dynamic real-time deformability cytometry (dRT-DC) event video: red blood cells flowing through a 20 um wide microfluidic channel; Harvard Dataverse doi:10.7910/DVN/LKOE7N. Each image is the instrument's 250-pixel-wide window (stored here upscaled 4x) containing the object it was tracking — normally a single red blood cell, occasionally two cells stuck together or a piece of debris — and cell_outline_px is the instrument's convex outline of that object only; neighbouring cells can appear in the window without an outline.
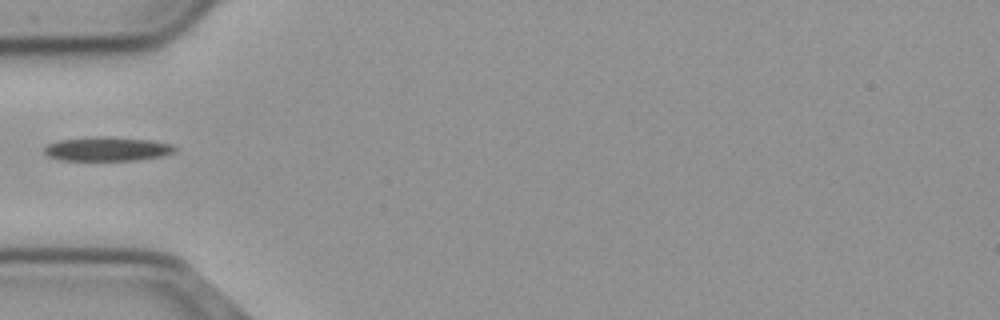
{"species": "common noctule bat (a hibernating species)", "species_latin": "Nyctalus noctula", "temperature_condition": "cold", "stored_images_in_passage": 38, "camera_frame_rate_fps": 3000, "um_per_image_px": 0.085, "animal": {"sex": "male", "body_mass_g": 23.1, "forearm_length_mm": 52.7}, "frame": {"image": 1, "passage_image": 1, "time_ms": 0.0, "image_size_px": [1000, 320], "cell_outline_px": [[176, 152], [160, 156], [136, 160], [64, 160], [48, 156], [44, 152], [44, 148], [48, 144], [60, 140], [104, 136], [152, 140], [172, 144], [176, 148]], "centroid_in_image_um": [9.15, 12.66], "position_along_channel_um": 75.9, "area_um2": 18.15}}
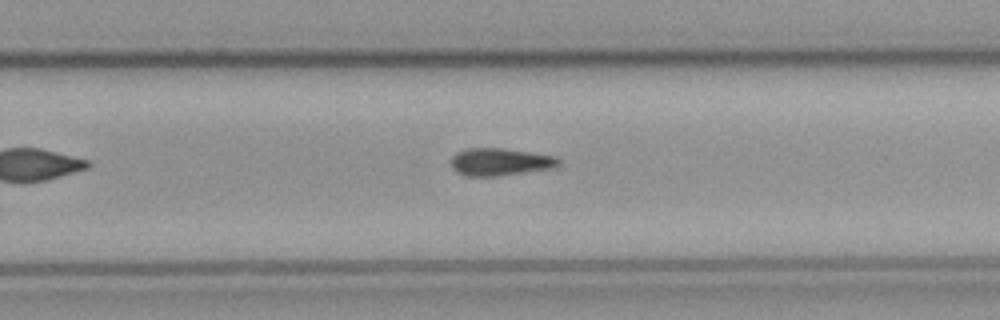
{"frame": {"image": 2, "passage_image": 18, "time_ms": 5.667, "image_size_px": [1000, 320], "cell_outline_px": [[560, 164], [552, 168], [500, 176], [468, 176], [456, 172], [452, 168], [452, 156], [456, 152], [468, 148], [504, 148], [556, 156], [560, 160]], "centroid_in_image_um": [42.51, 13.76], "position_along_channel_um": 287.3, "area_um2": 17.28}}
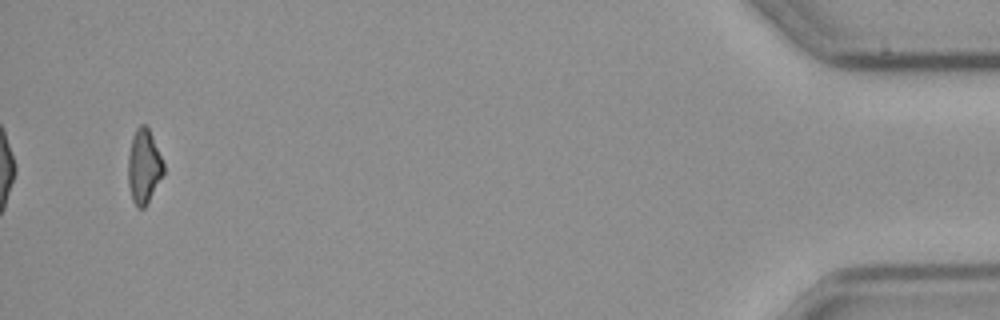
{"frame": {"image": 3, "passage_image": 36, "time_ms": 11.667, "image_size_px": [1000, 320], "cell_outline_px": [[164, 172], [144, 208], [136, 208], [132, 200], [128, 184], [128, 156], [132, 136], [136, 128], [140, 124], [144, 124], [148, 128], [152, 136], [164, 164]], "centroid_in_image_um": [12.2, 14.14], "position_along_channel_um": 423.0, "area_um2": 15.2}}